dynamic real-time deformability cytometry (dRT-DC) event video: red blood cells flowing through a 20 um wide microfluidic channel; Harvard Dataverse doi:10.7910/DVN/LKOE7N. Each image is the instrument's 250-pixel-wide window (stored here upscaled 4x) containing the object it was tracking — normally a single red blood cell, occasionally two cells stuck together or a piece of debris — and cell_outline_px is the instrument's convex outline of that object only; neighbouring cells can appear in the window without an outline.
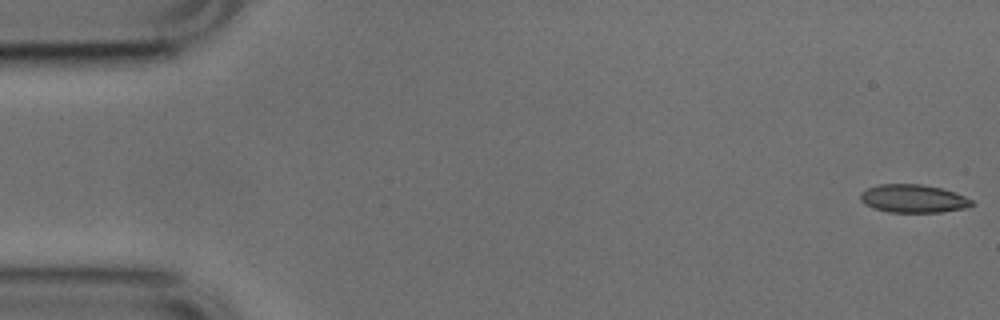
{"species": "common noctule bat (a hibernating species)", "species_latin": "Nyctalus noctula", "temperature_condition": "cold", "stored_images_in_passage": 15, "camera_frame_rate_fps": 3000, "um_per_image_px": 0.085, "animal": {"sex": "male", "body_mass_g": 17.9, "forearm_length_mm": 54.2}, "frame": {"image": 1, "passage_image": 1, "time_ms": 0.0, "image_size_px": [1000, 320], "cell_outline_px": [[976, 204], [968, 208], [940, 212], [888, 212], [872, 208], [864, 204], [860, 200], [860, 192], [868, 188], [880, 184], [920, 184], [944, 188], [956, 192], [972, 200]], "centroid_in_image_um": [77.65, 16.88], "position_along_channel_um": 7.3, "area_um2": 18.55}}
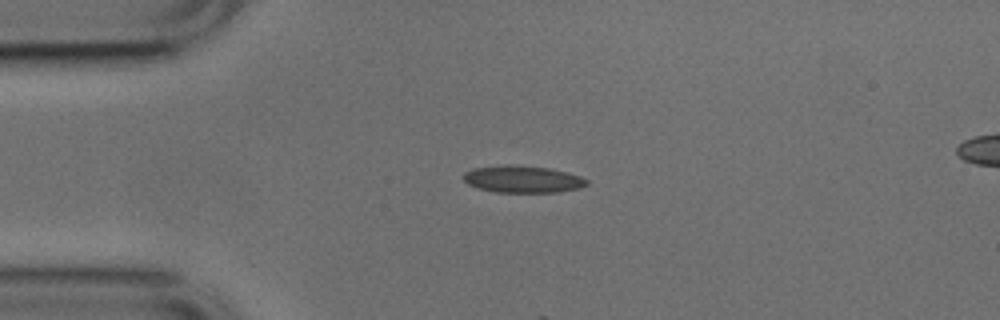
{"frame": {"image": 2, "passage_image": 12, "time_ms": 3.667, "image_size_px": [1000, 320], "cell_outline_px": [[588, 184], [580, 188], [556, 192], [496, 192], [476, 188], [468, 184], [464, 180], [464, 172], [472, 168], [508, 164], [512, 164], [548, 168], [568, 172], [580, 176], [588, 180]], "centroid_in_image_um": [44.41, 15.22], "position_along_channel_um": 40.6, "area_um2": 19.54}}